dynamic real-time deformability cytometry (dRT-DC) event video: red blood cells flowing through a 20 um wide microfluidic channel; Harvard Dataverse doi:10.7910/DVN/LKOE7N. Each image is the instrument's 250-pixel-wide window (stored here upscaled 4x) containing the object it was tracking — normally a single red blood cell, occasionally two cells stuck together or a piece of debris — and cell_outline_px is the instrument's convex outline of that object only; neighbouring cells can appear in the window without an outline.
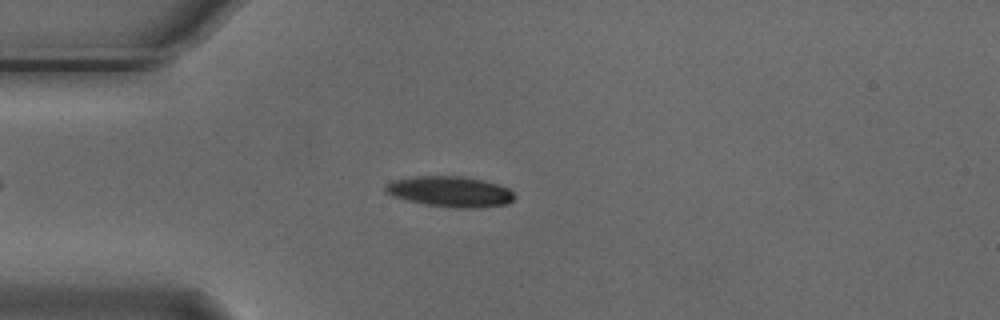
{"species": "Egyptian fruit bat (a non-hibernating species)", "species_latin": "Rousettus aegyptiacus", "temperature_condition": "cold", "stored_images_in_passage": 6, "camera_frame_rate_fps": 3000, "um_per_image_px": 0.085, "animal": {"sex": "male"}, "frame": {"image": 1, "passage_image": 3, "time_ms": 0.667, "image_size_px": [1000, 320], "cell_outline_px": [[516, 196], [508, 204], [480, 208], [452, 208], [424, 204], [392, 196], [384, 192], [384, 188], [392, 180], [416, 176], [460, 176], [484, 180], [508, 188]], "centroid_in_image_um": [38.27, 16.29], "position_along_channel_um": 46.7, "area_um2": 23.12}}
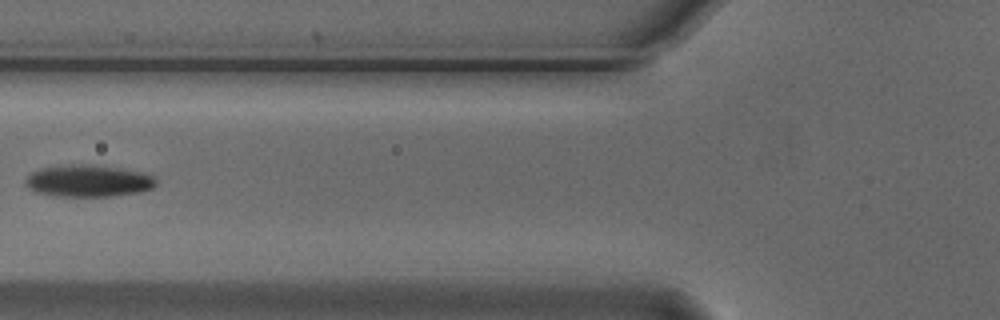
{"frame": {"image": 2, "passage_image": 5, "time_ms": 1.333, "image_size_px": [1000, 320], "cell_outline_px": [[156, 184], [152, 188], [140, 192], [112, 196], [56, 196], [36, 192], [28, 188], [24, 184], [24, 180], [32, 172], [40, 168], [72, 164], [96, 164], [120, 168], [140, 172], [152, 176], [156, 180]], "centroid_in_image_um": [7.48, 15.37], "position_along_channel_um": 118.3, "area_um2": 24.39}}
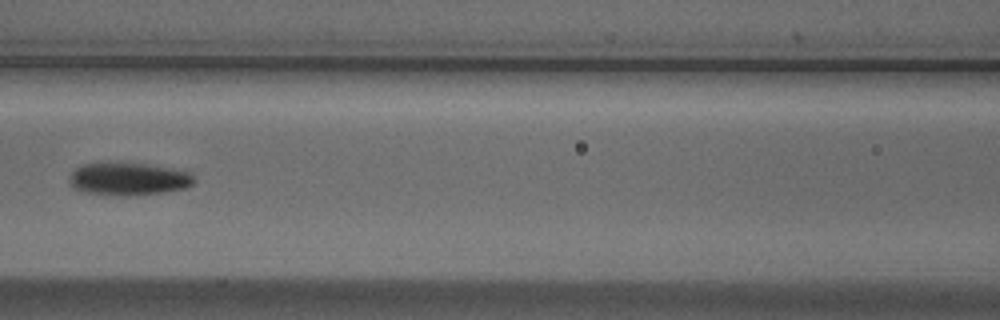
{"frame": {"image": 3, "passage_image": 6, "time_ms": 1.667, "image_size_px": [1000, 320], "cell_outline_px": [[196, 180], [188, 188], [164, 192], [136, 196], [124, 196], [84, 192], [72, 188], [68, 184], [68, 176], [76, 168], [84, 164], [148, 164], [184, 168], [192, 172]], "centroid_in_image_um": [11.01, 15.22], "position_along_channel_um": 155.6, "area_um2": 24.28}}